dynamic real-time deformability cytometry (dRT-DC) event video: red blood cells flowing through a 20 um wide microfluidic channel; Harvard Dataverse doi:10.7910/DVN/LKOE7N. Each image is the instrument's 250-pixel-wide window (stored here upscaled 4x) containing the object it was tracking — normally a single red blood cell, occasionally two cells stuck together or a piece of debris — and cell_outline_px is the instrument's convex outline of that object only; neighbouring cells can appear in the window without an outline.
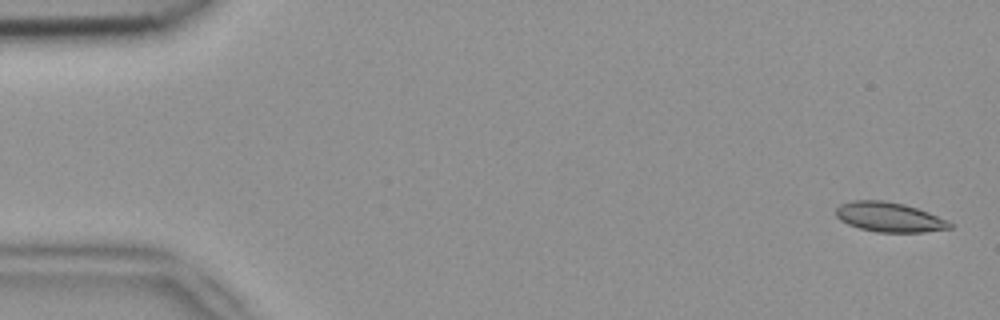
{"species": "common noctule bat (a hibernating species)", "species_latin": "Nyctalus noctula", "temperature_condition": "room temperature", "stored_images_in_passage": 14, "camera_frame_rate_fps": 3000, "um_per_image_px": 0.085, "animal": {"sex": "female", "body_mass_g": 18.4}, "frame": {"image": 1, "passage_image": 1, "time_ms": 0.0, "image_size_px": [1000, 320], "cell_outline_px": [[952, 228], [924, 232], [876, 232], [860, 228], [848, 224], [840, 220], [836, 216], [836, 208], [840, 204], [852, 200], [884, 200], [904, 204], [928, 212], [952, 224]], "centroid_in_image_um": [75.54, 18.45], "position_along_channel_um": 9.5, "area_um2": 19.54}}
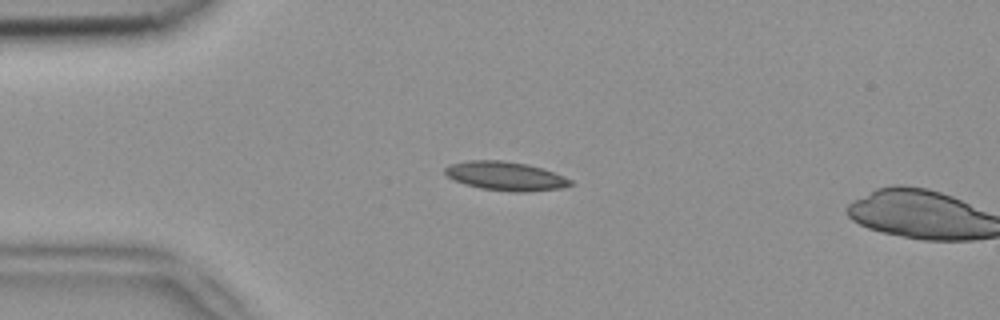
{"frame": {"image": 2, "passage_image": 12, "time_ms": 3.667, "image_size_px": [1000, 320], "cell_outline_px": [[572, 184], [560, 188], [524, 192], [512, 192], [480, 188], [464, 184], [448, 176], [444, 172], [444, 168], [452, 164], [468, 160], [500, 160], [528, 164], [544, 168], [564, 176], [572, 180]], "centroid_in_image_um": [42.99, 14.96], "position_along_channel_um": 42.0, "area_um2": 21.04}}